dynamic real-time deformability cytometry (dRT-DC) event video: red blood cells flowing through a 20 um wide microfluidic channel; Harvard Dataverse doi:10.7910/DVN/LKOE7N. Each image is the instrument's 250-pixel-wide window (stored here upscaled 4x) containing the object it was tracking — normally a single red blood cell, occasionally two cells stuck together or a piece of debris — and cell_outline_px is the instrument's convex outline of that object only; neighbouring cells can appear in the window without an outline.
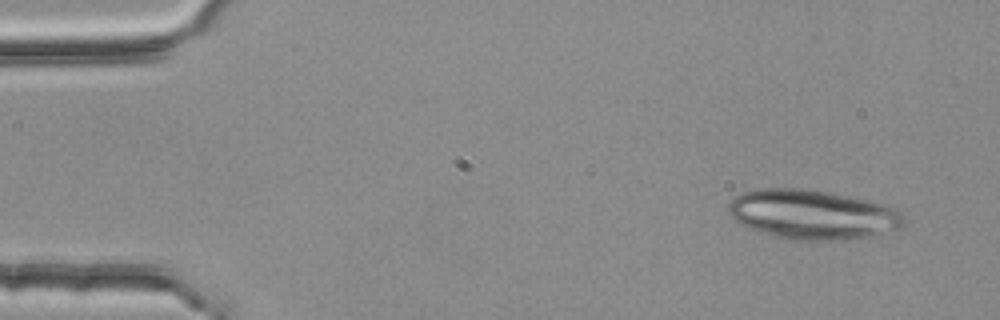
{"species": "common noctule bat (a hibernating species)", "species_latin": "Nyctalus noctula", "temperature_condition": "room temperature", "stored_images_in_passage": 5, "camera_frame_rate_fps": 3000, "um_per_image_px": 0.085, "animal": {"sex": "female", "body_mass_g": 25.1}, "frame": {"image": 1, "passage_image": 1, "time_ms": 0.0, "image_size_px": [1000, 320], "cell_outline_px": [[908, 220], [904, 228], [868, 240], [792, 240], [776, 236], [748, 228], [740, 224], [728, 212], [728, 204], [736, 196], [744, 192], [760, 188], [808, 188], [832, 192], [872, 200], [884, 204], [900, 212]], "centroid_in_image_um": [69.2, 18.25], "position_along_channel_um": 15.8, "area_um2": 51.96}}